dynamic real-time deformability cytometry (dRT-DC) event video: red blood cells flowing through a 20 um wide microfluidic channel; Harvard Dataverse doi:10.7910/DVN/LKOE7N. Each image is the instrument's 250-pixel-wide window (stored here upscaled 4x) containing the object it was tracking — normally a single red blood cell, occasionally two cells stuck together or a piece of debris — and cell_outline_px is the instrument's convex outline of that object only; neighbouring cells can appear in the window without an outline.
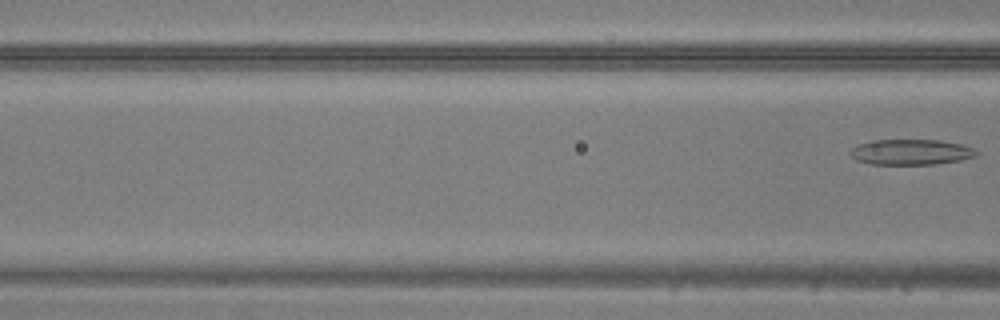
{"species": "common noctule bat (a hibernating species)", "species_latin": "Nyctalus noctula", "temperature_condition": "warm", "stored_images_in_passage": 8, "camera_frame_rate_fps": 3000, "um_per_image_px": 0.085, "animal": {"sex": "male", "body_mass_g": 20.5, "forearm_length_mm": 52.5}, "frame": {"image": 1, "passage_image": 8, "time_ms": 2.333, "image_size_px": [1000, 320], "cell_outline_px": [[980, 152], [976, 156], [960, 160], [936, 164], [868, 164], [856, 160], [848, 152], [856, 144], [872, 140], [940, 140], [964, 144], [976, 148]], "centroid_in_image_um": [77.45, 12.92], "position_along_channel_um": 89.1, "area_um2": 19.07}}